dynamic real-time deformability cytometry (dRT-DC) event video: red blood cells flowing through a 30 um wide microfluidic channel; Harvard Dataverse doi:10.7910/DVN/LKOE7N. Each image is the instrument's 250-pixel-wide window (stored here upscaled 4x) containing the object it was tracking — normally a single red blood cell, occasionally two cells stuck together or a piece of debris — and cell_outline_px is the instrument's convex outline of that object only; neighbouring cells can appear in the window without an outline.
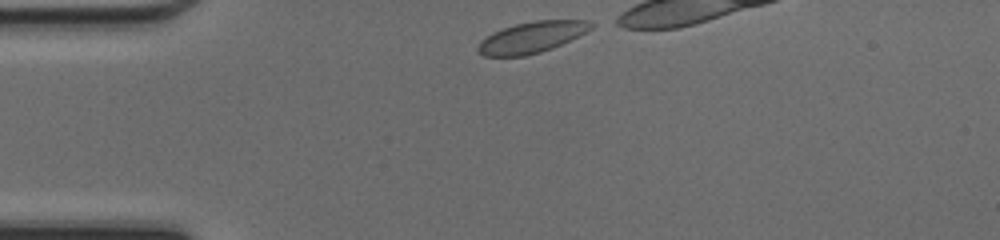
{"species": "common noctule bat (a hibernating species)", "species_latin": "Nyctalus noctula", "temperature_condition": "cold", "stored_images_in_passage": 11, "camera_frame_rate_fps": 3000, "um_per_image_px": 0.085, "animal": {"sex": "female", "body_mass_g": 17.0, "forearm_length_mm": 48.0}, "frame": {"image": 1, "passage_image": 1, "time_ms": 0.0, "image_size_px": [1000, 240], "cell_outline_px": [[600, 24], [552, 48], [540, 52], [524, 56], [484, 56], [476, 48], [480, 40], [492, 32], [516, 24], [536, 20], [592, 20]], "centroid_in_image_um": [45.21, 3.15], "position_along_channel_um": 39.8, "area_um2": 20.46}}
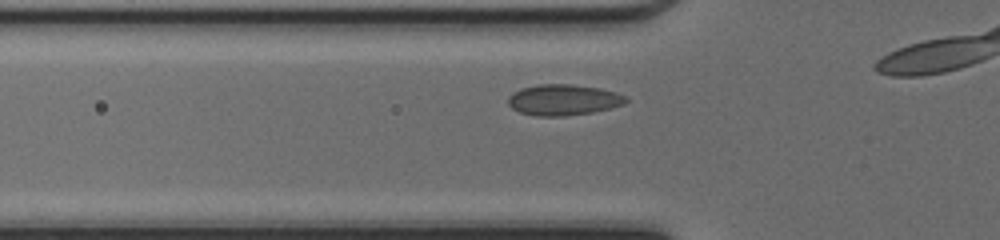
{"frame": {"image": 2, "passage_image": 6, "time_ms": 1.667, "image_size_px": [1000, 240], "cell_outline_px": [[628, 100], [624, 104], [592, 112], [564, 116], [536, 116], [520, 112], [512, 108], [508, 104], [508, 96], [512, 92], [520, 88], [536, 84], [572, 84], [600, 88], [616, 92], [628, 96]], "centroid_in_image_um": [47.87, 8.47], "position_along_channel_um": 77.9, "area_um2": 21.39}}
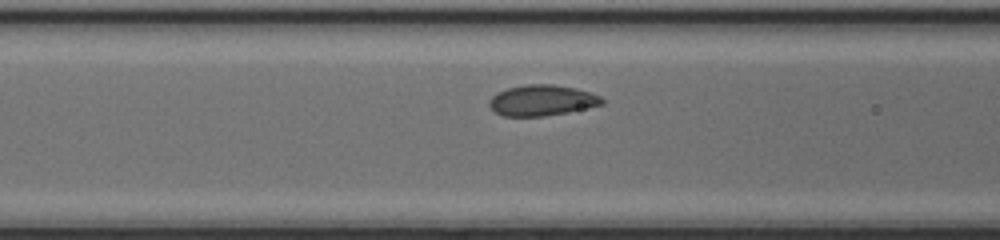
{"frame": {"image": 3, "passage_image": 9, "time_ms": 2.667, "image_size_px": [1000, 240], "cell_outline_px": [[604, 104], [568, 112], [544, 116], [504, 116], [496, 112], [488, 104], [488, 100], [496, 92], [508, 88], [524, 84], [552, 84], [576, 88], [600, 96], [604, 100]], "centroid_in_image_um": [46.05, 8.52], "position_along_channel_um": 120.6, "area_um2": 20.23}}